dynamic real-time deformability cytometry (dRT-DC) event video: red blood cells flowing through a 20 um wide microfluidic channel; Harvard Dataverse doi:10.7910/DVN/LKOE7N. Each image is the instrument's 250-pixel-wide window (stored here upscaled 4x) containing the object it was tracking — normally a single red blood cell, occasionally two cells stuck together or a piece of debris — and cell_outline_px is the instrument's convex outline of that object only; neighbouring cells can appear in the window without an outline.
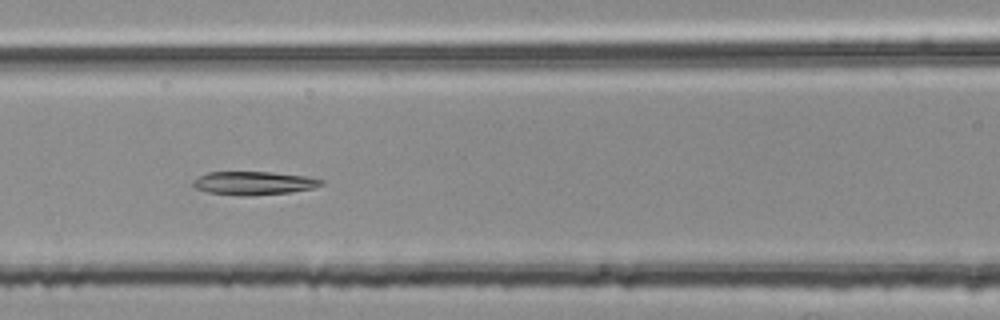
{"species": "common noctule bat (a hibernating species)", "species_latin": "Nyctalus noctula", "temperature_condition": "room temperature", "stored_images_in_passage": 34, "camera_frame_rate_fps": 3000, "um_per_image_px": 0.085, "animal": {"sex": "female", "body_mass_g": 25.1}, "frame": {"image": 1, "passage_image": 13, "time_ms": 4.0, "image_size_px": [1000, 320], "cell_outline_px": [[324, 184], [312, 188], [288, 192], [248, 196], [240, 196], [208, 192], [196, 188], [192, 184], [192, 180], [208, 172], [272, 172], [304, 176], [324, 180]], "centroid_in_image_um": [21.54, 15.56], "position_along_channel_um": 145.1, "area_um2": 17.34}}
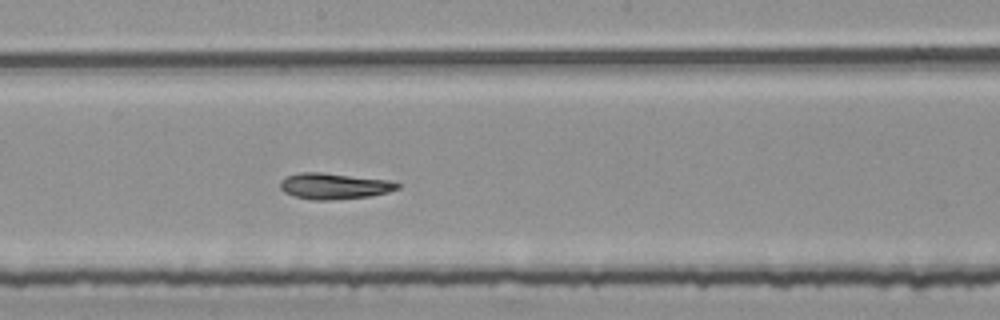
{"frame": {"image": 2, "passage_image": 19, "time_ms": 6.0, "image_size_px": [1000, 320], "cell_outline_px": [[400, 188], [388, 192], [368, 196], [332, 200], [312, 200], [296, 196], [284, 192], [280, 188], [280, 180], [284, 176], [300, 172], [320, 172], [392, 180], [400, 184]], "centroid_in_image_um": [28.4, 15.8], "position_along_channel_um": 219.8, "area_um2": 17.92}}
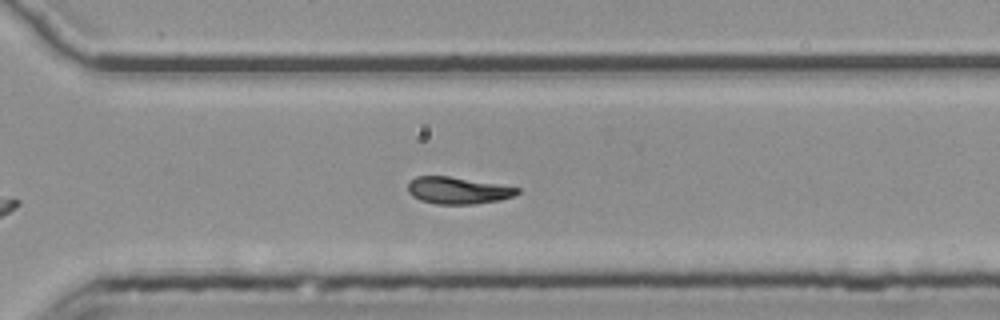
{"frame": {"image": 3, "passage_image": 28, "time_ms": 9.0, "image_size_px": [1000, 320], "cell_outline_px": [[520, 192], [512, 196], [500, 200], [472, 204], [436, 204], [420, 200], [412, 196], [408, 192], [408, 184], [416, 176], [448, 176], [520, 188]], "centroid_in_image_um": [38.89, 16.19], "position_along_channel_um": 331.7, "area_um2": 16.94}, "authors_computed_cell_mechanics": {"area_um2": 17.6579, "velocity_mm_per_s": 3.7399, "shape_relaxation_time_tau1_ms": 5.798, "shape_relaxation_time_tau2_ms": 3.3681, "deformation_change_tau1": 0.1822, "deformation_change_tau2": 0.0885}}